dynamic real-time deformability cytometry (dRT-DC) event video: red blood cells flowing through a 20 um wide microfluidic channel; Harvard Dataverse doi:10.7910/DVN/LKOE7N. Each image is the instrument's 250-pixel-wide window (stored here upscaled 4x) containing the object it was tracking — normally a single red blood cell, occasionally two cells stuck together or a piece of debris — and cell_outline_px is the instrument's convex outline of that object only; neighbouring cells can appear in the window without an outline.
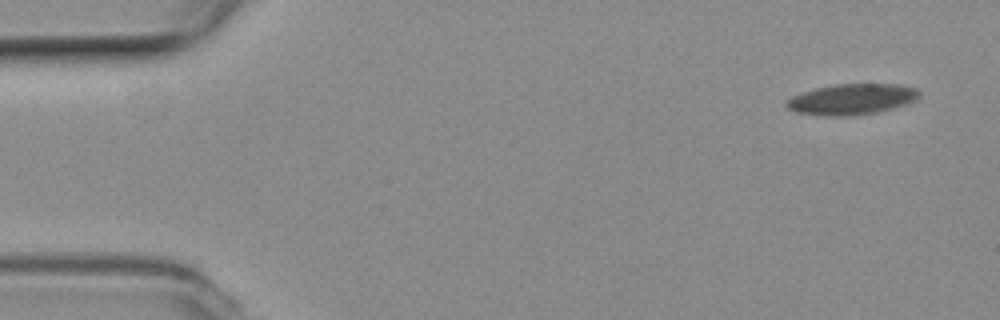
{"species": "common noctule bat (a hibernating species)", "species_latin": "Nyctalus noctula", "temperature_condition": "room temperature", "stored_images_in_passage": 6, "camera_frame_rate_fps": 3000, "um_per_image_px": 0.085, "animal": {"sex": "female", "body_mass_g": 19.3, "forearm_length_mm": 54.1}, "frame": {"image": 1, "passage_image": 1, "time_ms": 0.0, "image_size_px": [1000, 320], "cell_outline_px": [[920, 96], [916, 100], [908, 104], [876, 112], [856, 116], [824, 116], [796, 112], [788, 108], [784, 104], [784, 100], [792, 96], [816, 88], [832, 84], [896, 84], [916, 88], [920, 92]], "centroid_in_image_um": [72.39, 8.44], "position_along_channel_um": 12.6, "area_um2": 24.04}}
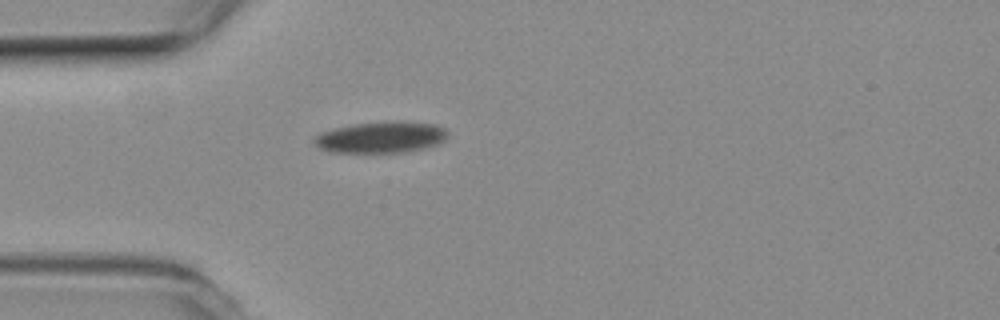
{"frame": {"image": 2, "passage_image": 5, "time_ms": 1.333, "image_size_px": [1000, 320], "cell_outline_px": [[448, 136], [444, 140], [436, 144], [424, 148], [404, 152], [332, 152], [320, 148], [312, 140], [312, 136], [320, 132], [352, 124], [400, 120], [436, 124], [444, 128], [448, 132]], "centroid_in_image_um": [32.39, 11.65], "position_along_channel_um": 52.6, "area_um2": 24.51}}